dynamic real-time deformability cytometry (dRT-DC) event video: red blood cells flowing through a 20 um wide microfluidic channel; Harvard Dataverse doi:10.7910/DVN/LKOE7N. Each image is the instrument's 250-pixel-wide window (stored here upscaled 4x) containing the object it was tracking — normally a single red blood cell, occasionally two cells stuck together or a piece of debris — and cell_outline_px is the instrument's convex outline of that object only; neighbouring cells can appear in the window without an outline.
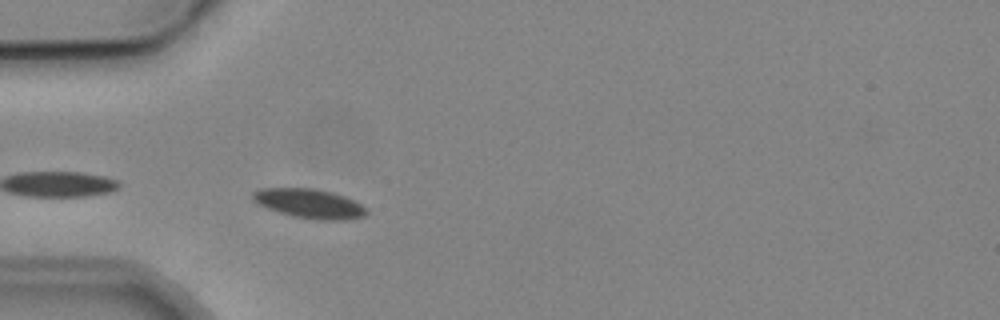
{"species": "common noctule bat (a hibernating species)", "species_latin": "Nyctalus noctula", "temperature_condition": "cold", "stored_images_in_passage": 1, "camera_frame_rate_fps": 3000, "um_per_image_px": 0.085, "animal": {"sex": "male", "body_mass_g": 19.2, "forearm_length_mm": 51.8}, "frame": {"image": 1, "passage_image": 1, "time_ms": 0.0, "image_size_px": [1000, 320], "cell_outline_px": [[368, 212], [364, 216], [344, 220], [320, 220], [292, 216], [268, 208], [252, 200], [252, 192], [260, 188], [312, 188], [332, 192], [344, 196], [368, 208]], "centroid_in_image_um": [26.3, 17.3], "position_along_channel_um": 58.7, "area_um2": 19.36}}